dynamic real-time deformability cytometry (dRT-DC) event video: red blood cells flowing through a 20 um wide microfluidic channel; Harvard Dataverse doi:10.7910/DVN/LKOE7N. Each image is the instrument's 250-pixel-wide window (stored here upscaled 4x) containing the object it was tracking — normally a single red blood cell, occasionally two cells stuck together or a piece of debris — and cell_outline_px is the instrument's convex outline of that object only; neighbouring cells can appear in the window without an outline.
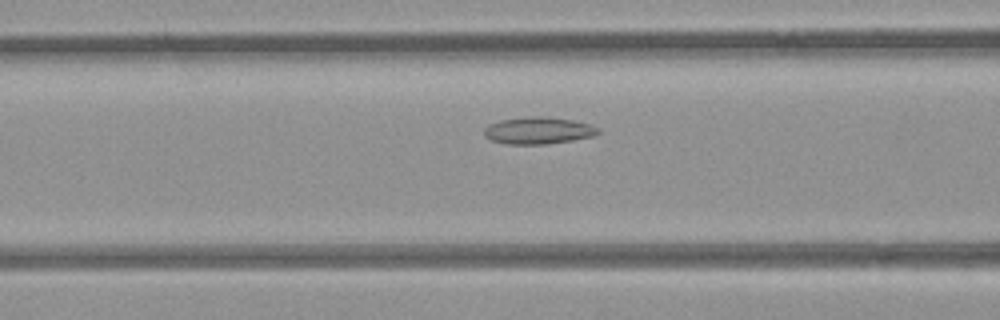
{"species": "common noctule bat (a hibernating species)", "species_latin": "Nyctalus noctula", "temperature_condition": "room temperature", "stored_images_in_passage": 33, "camera_frame_rate_fps": 3000, "um_per_image_px": 0.085, "animal": {"sex": "female", "body_mass_g": 21.9}, "frame": {"image": 1, "passage_image": 12, "time_ms": 3.667, "image_size_px": [1000, 320], "cell_outline_px": [[600, 132], [592, 136], [572, 140], [548, 144], [508, 144], [492, 140], [484, 136], [484, 128], [488, 124], [500, 120], [528, 116], [548, 116], [572, 120], [592, 124], [600, 128]], "centroid_in_image_um": [45.76, 11.08], "position_along_channel_um": 120.8, "area_um2": 18.09}}
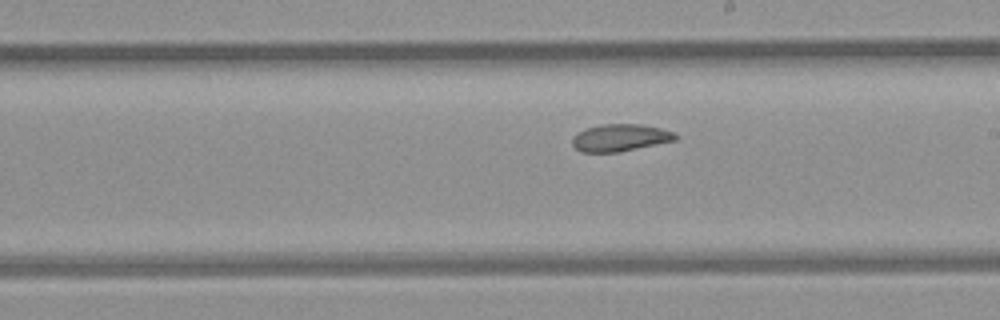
{"frame": {"image": 2, "passage_image": 21, "time_ms": 6.667, "image_size_px": [1000, 320], "cell_outline_px": [[680, 136], [676, 140], [620, 152], [580, 152], [572, 144], [572, 136], [576, 132], [584, 128], [600, 124], [640, 124], [660, 128], [676, 132]], "centroid_in_image_um": [52.71, 11.7], "position_along_channel_um": 236.3, "area_um2": 16.65}}
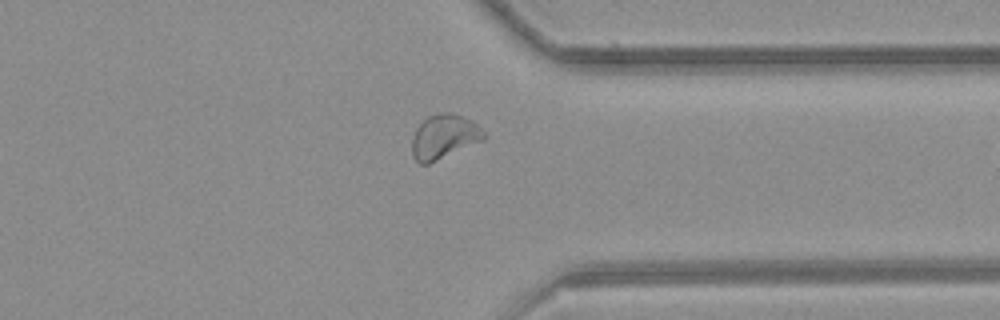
{"frame": {"image": 3, "passage_image": 32, "time_ms": 10.333, "image_size_px": [1000, 320], "cell_outline_px": [[488, 136], [484, 140], [428, 164], [420, 164], [412, 156], [412, 136], [416, 128], [428, 116], [440, 112], [448, 112], [464, 116], [472, 120]], "centroid_in_image_um": [37.75, 11.61], "position_along_channel_um": 373.7, "area_um2": 18.67}}